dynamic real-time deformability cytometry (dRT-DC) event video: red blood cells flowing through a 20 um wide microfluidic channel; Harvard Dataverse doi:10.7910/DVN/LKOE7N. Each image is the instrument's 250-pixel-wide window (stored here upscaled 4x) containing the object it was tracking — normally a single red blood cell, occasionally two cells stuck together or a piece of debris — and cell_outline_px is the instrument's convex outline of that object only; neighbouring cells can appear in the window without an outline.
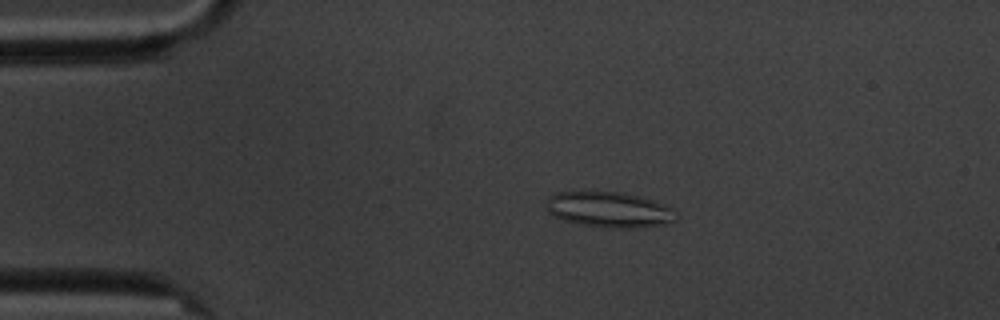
{"species": "common noctule bat (a hibernating species)", "species_latin": "Nyctalus noctula", "temperature_condition": "cold", "stored_images_in_passage": 6, "camera_frame_rate_fps": 3000, "um_per_image_px": 0.085, "animal": {"sex": "male", "body_mass_g": 20.1, "forearm_length_mm": 53.5}, "frame": {"image": 1, "passage_image": 4, "time_ms": 3.333, "image_size_px": [1000, 320], "cell_outline_px": [[676, 220], [664, 224], [636, 228], [608, 228], [580, 224], [564, 220], [548, 212], [548, 196], [556, 192], [620, 192], [656, 200], [672, 208]], "centroid_in_image_um": [51.8, 17.82], "position_along_channel_um": 33.2, "area_um2": 26.7}}
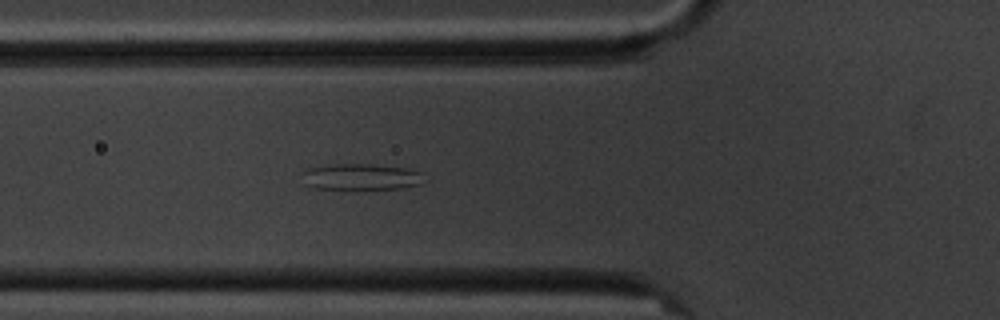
{"frame": {"image": 2, "passage_image": 6, "time_ms": 6.333, "image_size_px": [1000, 320], "cell_outline_px": [[420, 184], [404, 188], [316, 188], [304, 184], [304, 172], [308, 168], [336, 164], [372, 164], [404, 168], [420, 172]], "centroid_in_image_um": [30.65, 15.02], "position_along_channel_um": 95.1, "area_um2": 17.98}}